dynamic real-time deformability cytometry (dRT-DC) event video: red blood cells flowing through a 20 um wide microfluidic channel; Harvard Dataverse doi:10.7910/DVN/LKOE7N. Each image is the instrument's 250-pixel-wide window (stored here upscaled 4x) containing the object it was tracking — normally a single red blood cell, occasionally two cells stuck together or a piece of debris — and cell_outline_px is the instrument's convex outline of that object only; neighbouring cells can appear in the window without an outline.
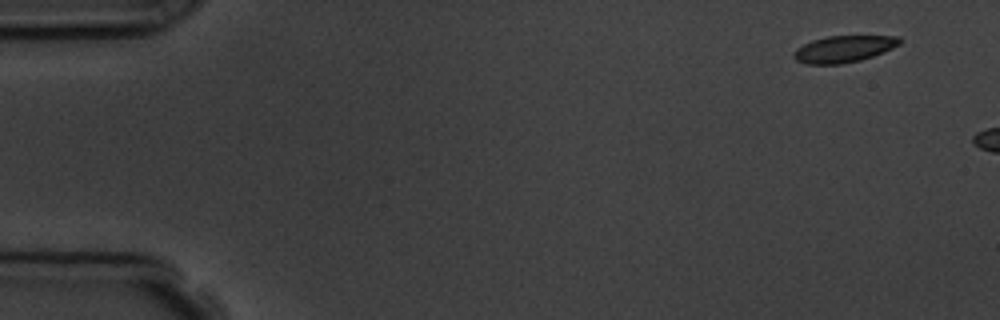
{"species": "common noctule bat (a hibernating species)", "species_latin": "Nyctalus noctula", "temperature_condition": "room temperature", "stored_images_in_passage": 3, "camera_frame_rate_fps": 3000, "um_per_image_px": 0.085, "animal": {"sex": "male", "body_mass_g": 19.5, "forearm_length_mm": 54.6}, "frame": {"image": 1, "passage_image": 1, "time_ms": 0.0, "image_size_px": [1000, 320], "cell_outline_px": [[904, 40], [900, 44], [884, 52], [860, 60], [840, 64], [804, 64], [796, 60], [792, 56], [792, 52], [796, 48], [812, 40], [828, 36], [900, 36]], "centroid_in_image_um": [71.71, 4.16], "position_along_channel_um": 13.3, "area_um2": 16.59}}